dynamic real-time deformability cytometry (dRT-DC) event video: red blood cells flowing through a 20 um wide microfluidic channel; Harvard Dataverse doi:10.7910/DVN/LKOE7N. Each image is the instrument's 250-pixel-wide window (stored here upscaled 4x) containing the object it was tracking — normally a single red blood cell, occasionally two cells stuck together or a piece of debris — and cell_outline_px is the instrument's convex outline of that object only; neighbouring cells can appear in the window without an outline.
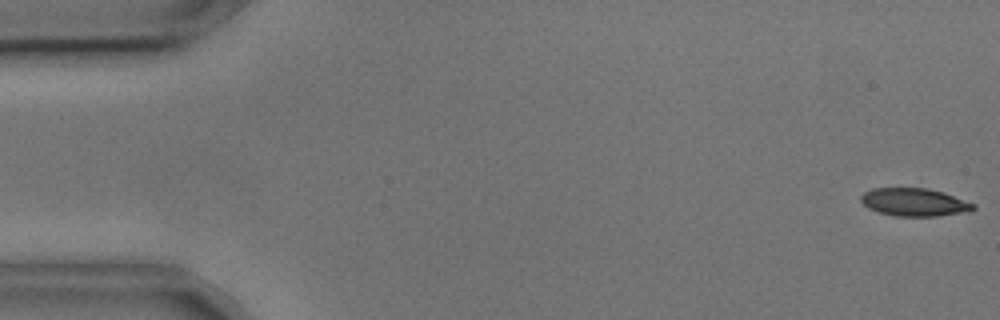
{"species": "common noctule bat (a hibernating species)", "species_latin": "Nyctalus noctula", "temperature_condition": "cold", "stored_images_in_passage": 50, "camera_frame_rate_fps": 3000, "um_per_image_px": 0.085, "animal": {"sex": "male", "body_mass_g": 17.9, "forearm_length_mm": 54.2}, "frame": {"image": 1, "passage_image": 1, "time_ms": 0.0, "image_size_px": [1000, 320], "cell_outline_px": [[976, 208], [968, 212], [936, 216], [892, 216], [868, 208], [860, 200], [860, 196], [864, 192], [872, 188], [928, 188], [944, 192], [976, 204]], "centroid_in_image_um": [77.74, 17.18], "position_along_channel_um": 7.3, "area_um2": 18.44}}
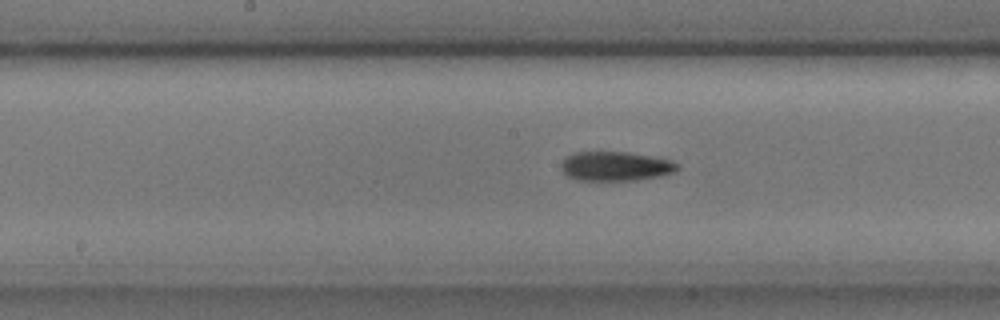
{"frame": {"image": 2, "passage_image": 27, "time_ms": 8.667, "image_size_px": [1000, 320], "cell_outline_px": [[680, 168], [676, 172], [660, 176], [636, 180], [576, 180], [568, 176], [560, 168], [560, 164], [568, 156], [576, 152], [628, 152], [660, 156], [672, 160], [680, 164]], "centroid_in_image_um": [52.41, 14.12], "position_along_channel_um": 195.8, "area_um2": 20.23}}
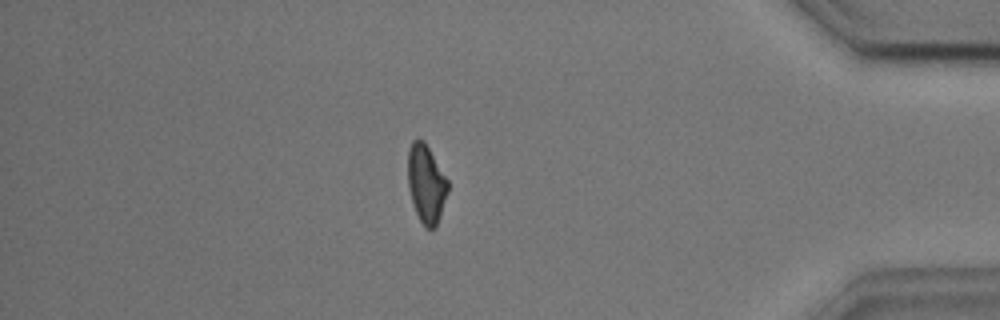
{"frame": {"image": 3, "passage_image": 47, "time_ms": 15.333, "image_size_px": [1000, 320], "cell_outline_px": [[448, 188], [440, 216], [436, 228], [424, 228], [416, 212], [408, 188], [408, 148], [412, 140], [424, 140], [448, 180]], "centroid_in_image_um": [36.21, 15.61], "position_along_channel_um": 399.0, "area_um2": 18.09}, "authors_computed_cell_mechanics": {"area_um2": 19.652, "velocity_mm_per_s": 3.6325, "shape_relaxation_time_tau1_ms": 4.0547, "shape_relaxation_time_tau2_ms": null, "deformation_change_tau1": 0.1407, "deformation_change_tau2": null}}